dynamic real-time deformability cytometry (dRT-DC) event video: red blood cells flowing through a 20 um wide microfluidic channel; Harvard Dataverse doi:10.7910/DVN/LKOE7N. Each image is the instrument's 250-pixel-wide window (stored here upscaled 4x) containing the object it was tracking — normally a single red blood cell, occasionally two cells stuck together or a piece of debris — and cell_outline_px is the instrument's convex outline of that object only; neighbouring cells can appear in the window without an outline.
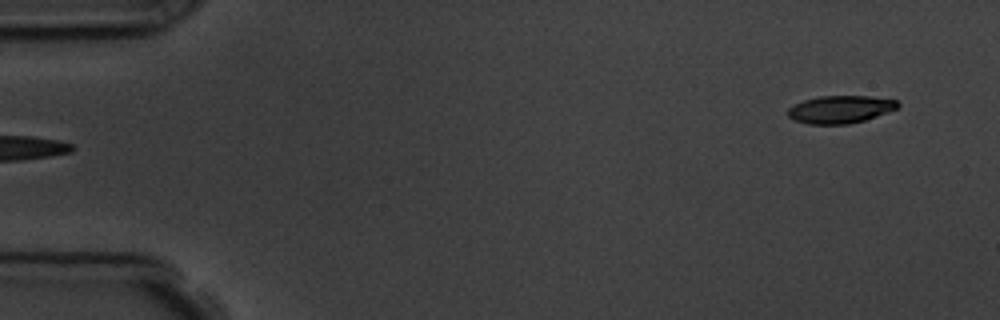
{"species": "common noctule bat (a hibernating species)", "species_latin": "Nyctalus noctula", "temperature_condition": "room temperature", "stored_images_in_passage": 5, "segment_of_instrument_passage": [2, 2], "camera_frame_rate_fps": 3000, "um_per_image_px": 0.085, "animal": {"sex": "male", "body_mass_g": 19.5, "forearm_length_mm": 54.6}, "frame": {"image": 1, "passage_image": 5, "time_ms": 4.333, "image_size_px": [1000, 320], "cell_outline_px": [[900, 104], [896, 108], [876, 116], [864, 120], [848, 124], [808, 124], [796, 120], [788, 116], [788, 108], [804, 100], [820, 96], [868, 96], [896, 100]], "centroid_in_image_um": [71.41, 9.29], "position_along_channel_um": 13.6, "area_um2": 17.4}}